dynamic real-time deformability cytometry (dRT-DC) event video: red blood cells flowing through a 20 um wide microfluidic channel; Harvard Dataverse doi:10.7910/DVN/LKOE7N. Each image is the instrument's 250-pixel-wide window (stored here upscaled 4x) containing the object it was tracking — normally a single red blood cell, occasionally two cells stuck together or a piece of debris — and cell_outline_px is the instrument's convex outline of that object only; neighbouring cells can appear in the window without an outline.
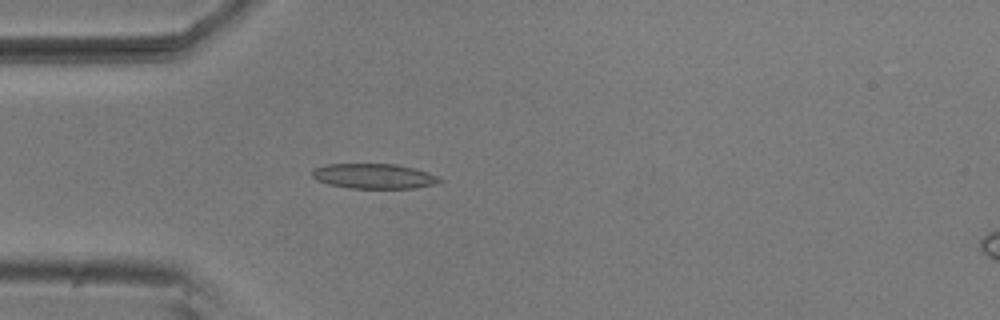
{"species": "common noctule bat (a hibernating species)", "species_latin": "Nyctalus noctula", "temperature_condition": "room temperature", "stored_images_in_passage": 1, "camera_frame_rate_fps": 3000, "um_per_image_px": 0.085, "animal": {"sex": "male", "body_mass_g": 20.5, "forearm_length_mm": 52.5}, "frame": {"image": 1, "passage_image": 1, "time_ms": 0.0, "image_size_px": [1000, 320], "cell_outline_px": [[444, 180], [440, 184], [416, 188], [348, 188], [328, 184], [316, 180], [312, 176], [312, 168], [328, 164], [396, 164], [412, 168], [436, 176]], "centroid_in_image_um": [31.77, 14.98], "position_along_channel_um": 53.2, "area_um2": 18.61}}